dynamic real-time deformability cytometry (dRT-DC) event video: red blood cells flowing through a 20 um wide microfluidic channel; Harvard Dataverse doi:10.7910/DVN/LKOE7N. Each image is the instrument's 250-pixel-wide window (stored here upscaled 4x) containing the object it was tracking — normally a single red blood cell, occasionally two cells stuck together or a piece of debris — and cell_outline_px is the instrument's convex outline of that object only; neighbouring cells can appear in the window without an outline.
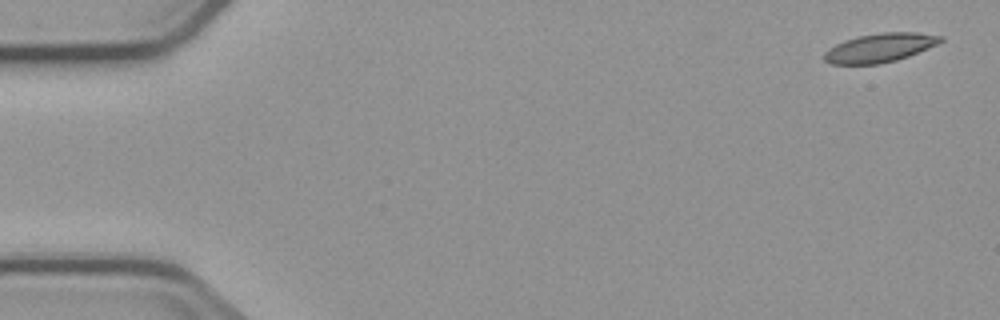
{"species": "common noctule bat (a hibernating species)", "species_latin": "Nyctalus noctula", "temperature_condition": "cold", "stored_images_in_passage": 2, "camera_frame_rate_fps": 3000, "um_per_image_px": 0.085, "animal": {"sex": "male", "body_mass_g": 23.1, "forearm_length_mm": 52.7}, "frame": {"image": 1, "passage_image": 1, "time_ms": 0.0, "image_size_px": [1000, 320], "cell_outline_px": [[944, 40], [928, 48], [908, 56], [896, 60], [880, 64], [832, 64], [824, 60], [824, 52], [828, 48], [844, 40], [856, 36], [880, 32], [916, 32], [944, 36]], "centroid_in_image_um": [74.77, 4.05], "position_along_channel_um": 10.2, "area_um2": 19.65}}